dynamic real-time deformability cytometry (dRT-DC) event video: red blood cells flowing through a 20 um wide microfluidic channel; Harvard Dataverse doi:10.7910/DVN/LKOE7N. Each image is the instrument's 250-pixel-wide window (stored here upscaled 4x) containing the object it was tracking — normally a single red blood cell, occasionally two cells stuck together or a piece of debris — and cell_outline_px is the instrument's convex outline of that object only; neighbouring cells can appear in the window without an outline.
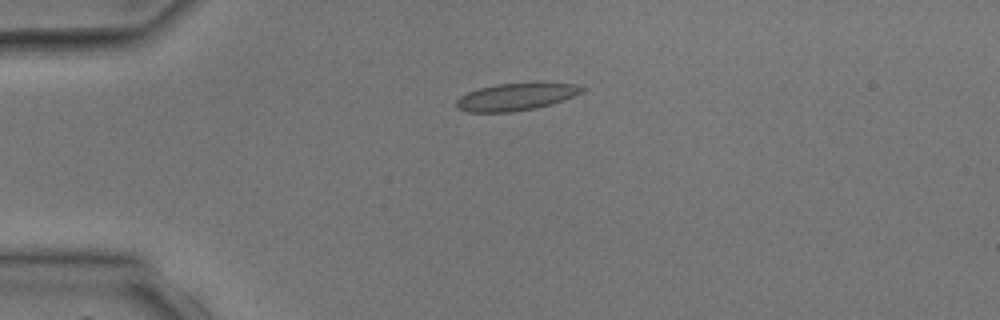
{"species": "common noctule bat (a hibernating species)", "species_latin": "Nyctalus noctula", "temperature_condition": "room temperature", "stored_images_in_passage": 4, "camera_frame_rate_fps": 3000, "um_per_image_px": 0.085, "animal": {"sex": "male", "body_mass_g": 17.9, "forearm_length_mm": 54.2}, "frame": {"image": 1, "passage_image": 3, "time_ms": 3.0, "image_size_px": [1000, 320], "cell_outline_px": [[588, 88], [584, 92], [552, 104], [536, 108], [512, 112], [468, 112], [456, 108], [456, 100], [460, 96], [468, 92], [480, 88], [496, 84], [540, 80], [576, 84]], "centroid_in_image_um": [43.95, 8.18], "position_along_channel_um": 41.1, "area_um2": 20.87}}